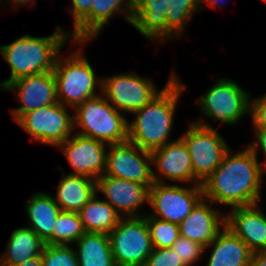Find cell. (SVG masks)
I'll return each mask as SVG.
<instances>
[{
	"label": "cell",
	"instance_id": "obj_12",
	"mask_svg": "<svg viewBox=\"0 0 266 266\" xmlns=\"http://www.w3.org/2000/svg\"><path fill=\"white\" fill-rule=\"evenodd\" d=\"M202 198V184L182 187L154 182L149 188L148 199L154 213H149V216L180 224Z\"/></svg>",
	"mask_w": 266,
	"mask_h": 266
},
{
	"label": "cell",
	"instance_id": "obj_9",
	"mask_svg": "<svg viewBox=\"0 0 266 266\" xmlns=\"http://www.w3.org/2000/svg\"><path fill=\"white\" fill-rule=\"evenodd\" d=\"M30 135V140L57 147L74 130V119L60 102L22 114L16 121Z\"/></svg>",
	"mask_w": 266,
	"mask_h": 266
},
{
	"label": "cell",
	"instance_id": "obj_20",
	"mask_svg": "<svg viewBox=\"0 0 266 266\" xmlns=\"http://www.w3.org/2000/svg\"><path fill=\"white\" fill-rule=\"evenodd\" d=\"M131 25L149 41L176 38L167 27L164 0H134Z\"/></svg>",
	"mask_w": 266,
	"mask_h": 266
},
{
	"label": "cell",
	"instance_id": "obj_37",
	"mask_svg": "<svg viewBox=\"0 0 266 266\" xmlns=\"http://www.w3.org/2000/svg\"><path fill=\"white\" fill-rule=\"evenodd\" d=\"M0 266H43L41 255L25 260L24 262L14 265H0Z\"/></svg>",
	"mask_w": 266,
	"mask_h": 266
},
{
	"label": "cell",
	"instance_id": "obj_27",
	"mask_svg": "<svg viewBox=\"0 0 266 266\" xmlns=\"http://www.w3.org/2000/svg\"><path fill=\"white\" fill-rule=\"evenodd\" d=\"M165 17L168 29L175 35L181 36L191 20L194 12L201 8V0H164Z\"/></svg>",
	"mask_w": 266,
	"mask_h": 266
},
{
	"label": "cell",
	"instance_id": "obj_21",
	"mask_svg": "<svg viewBox=\"0 0 266 266\" xmlns=\"http://www.w3.org/2000/svg\"><path fill=\"white\" fill-rule=\"evenodd\" d=\"M213 247L206 266H249L252 252L227 226L204 248Z\"/></svg>",
	"mask_w": 266,
	"mask_h": 266
},
{
	"label": "cell",
	"instance_id": "obj_24",
	"mask_svg": "<svg viewBox=\"0 0 266 266\" xmlns=\"http://www.w3.org/2000/svg\"><path fill=\"white\" fill-rule=\"evenodd\" d=\"M45 242L29 227L14 230L6 251L0 256V265H14L41 255Z\"/></svg>",
	"mask_w": 266,
	"mask_h": 266
},
{
	"label": "cell",
	"instance_id": "obj_2",
	"mask_svg": "<svg viewBox=\"0 0 266 266\" xmlns=\"http://www.w3.org/2000/svg\"><path fill=\"white\" fill-rule=\"evenodd\" d=\"M186 85L180 82L175 71L162 91L141 109L128 123V140L139 148L152 151L168 143L174 122L177 103Z\"/></svg>",
	"mask_w": 266,
	"mask_h": 266
},
{
	"label": "cell",
	"instance_id": "obj_10",
	"mask_svg": "<svg viewBox=\"0 0 266 266\" xmlns=\"http://www.w3.org/2000/svg\"><path fill=\"white\" fill-rule=\"evenodd\" d=\"M108 148L105 176L139 182L149 188L154 182L165 183L149 165H152L151 151L141 149L129 140L109 144Z\"/></svg>",
	"mask_w": 266,
	"mask_h": 266
},
{
	"label": "cell",
	"instance_id": "obj_30",
	"mask_svg": "<svg viewBox=\"0 0 266 266\" xmlns=\"http://www.w3.org/2000/svg\"><path fill=\"white\" fill-rule=\"evenodd\" d=\"M41 257L43 266H79L76 252L69 245L45 244Z\"/></svg>",
	"mask_w": 266,
	"mask_h": 266
},
{
	"label": "cell",
	"instance_id": "obj_22",
	"mask_svg": "<svg viewBox=\"0 0 266 266\" xmlns=\"http://www.w3.org/2000/svg\"><path fill=\"white\" fill-rule=\"evenodd\" d=\"M29 228L46 244L53 245V230L61 212L53 196L47 192H38L30 197L26 204Z\"/></svg>",
	"mask_w": 266,
	"mask_h": 266
},
{
	"label": "cell",
	"instance_id": "obj_31",
	"mask_svg": "<svg viewBox=\"0 0 266 266\" xmlns=\"http://www.w3.org/2000/svg\"><path fill=\"white\" fill-rule=\"evenodd\" d=\"M204 246L190 239L179 237L171 246L184 266H192L204 254Z\"/></svg>",
	"mask_w": 266,
	"mask_h": 266
},
{
	"label": "cell",
	"instance_id": "obj_13",
	"mask_svg": "<svg viewBox=\"0 0 266 266\" xmlns=\"http://www.w3.org/2000/svg\"><path fill=\"white\" fill-rule=\"evenodd\" d=\"M108 144L76 133L59 144L73 169L70 175L97 180L104 175Z\"/></svg>",
	"mask_w": 266,
	"mask_h": 266
},
{
	"label": "cell",
	"instance_id": "obj_32",
	"mask_svg": "<svg viewBox=\"0 0 266 266\" xmlns=\"http://www.w3.org/2000/svg\"><path fill=\"white\" fill-rule=\"evenodd\" d=\"M144 266H184L171 248H153Z\"/></svg>",
	"mask_w": 266,
	"mask_h": 266
},
{
	"label": "cell",
	"instance_id": "obj_19",
	"mask_svg": "<svg viewBox=\"0 0 266 266\" xmlns=\"http://www.w3.org/2000/svg\"><path fill=\"white\" fill-rule=\"evenodd\" d=\"M208 201V202H206ZM209 203V204H206ZM212 202L202 198L179 224L180 236L208 246L226 226V214L212 208Z\"/></svg>",
	"mask_w": 266,
	"mask_h": 266
},
{
	"label": "cell",
	"instance_id": "obj_16",
	"mask_svg": "<svg viewBox=\"0 0 266 266\" xmlns=\"http://www.w3.org/2000/svg\"><path fill=\"white\" fill-rule=\"evenodd\" d=\"M226 226L252 253L266 251V214L258 204L232 208L226 214Z\"/></svg>",
	"mask_w": 266,
	"mask_h": 266
},
{
	"label": "cell",
	"instance_id": "obj_18",
	"mask_svg": "<svg viewBox=\"0 0 266 266\" xmlns=\"http://www.w3.org/2000/svg\"><path fill=\"white\" fill-rule=\"evenodd\" d=\"M152 165L162 177L170 181L197 184L194 181L191 156L187 145L179 136L176 140L151 151Z\"/></svg>",
	"mask_w": 266,
	"mask_h": 266
},
{
	"label": "cell",
	"instance_id": "obj_40",
	"mask_svg": "<svg viewBox=\"0 0 266 266\" xmlns=\"http://www.w3.org/2000/svg\"><path fill=\"white\" fill-rule=\"evenodd\" d=\"M263 172H266V164L263 166Z\"/></svg>",
	"mask_w": 266,
	"mask_h": 266
},
{
	"label": "cell",
	"instance_id": "obj_8",
	"mask_svg": "<svg viewBox=\"0 0 266 266\" xmlns=\"http://www.w3.org/2000/svg\"><path fill=\"white\" fill-rule=\"evenodd\" d=\"M250 94L231 79L220 78L198 100L203 115L229 125H235L250 113Z\"/></svg>",
	"mask_w": 266,
	"mask_h": 266
},
{
	"label": "cell",
	"instance_id": "obj_34",
	"mask_svg": "<svg viewBox=\"0 0 266 266\" xmlns=\"http://www.w3.org/2000/svg\"><path fill=\"white\" fill-rule=\"evenodd\" d=\"M71 2L73 8H69V12L75 27L90 12L93 0H71Z\"/></svg>",
	"mask_w": 266,
	"mask_h": 266
},
{
	"label": "cell",
	"instance_id": "obj_17",
	"mask_svg": "<svg viewBox=\"0 0 266 266\" xmlns=\"http://www.w3.org/2000/svg\"><path fill=\"white\" fill-rule=\"evenodd\" d=\"M133 11L134 0H93L90 12L73 27L74 31L69 33L72 36V43L85 45L86 42L95 38L103 26L108 24V20L118 12L126 13L124 19L131 24Z\"/></svg>",
	"mask_w": 266,
	"mask_h": 266
},
{
	"label": "cell",
	"instance_id": "obj_15",
	"mask_svg": "<svg viewBox=\"0 0 266 266\" xmlns=\"http://www.w3.org/2000/svg\"><path fill=\"white\" fill-rule=\"evenodd\" d=\"M96 191H101L121 217H140L138 209L148 203L149 187L139 182L102 175L96 180ZM141 214V215H140ZM124 215V216H123Z\"/></svg>",
	"mask_w": 266,
	"mask_h": 266
},
{
	"label": "cell",
	"instance_id": "obj_39",
	"mask_svg": "<svg viewBox=\"0 0 266 266\" xmlns=\"http://www.w3.org/2000/svg\"><path fill=\"white\" fill-rule=\"evenodd\" d=\"M11 1V4L14 3V7H17V6H23L24 4H29L30 2H35L36 0H9Z\"/></svg>",
	"mask_w": 266,
	"mask_h": 266
},
{
	"label": "cell",
	"instance_id": "obj_7",
	"mask_svg": "<svg viewBox=\"0 0 266 266\" xmlns=\"http://www.w3.org/2000/svg\"><path fill=\"white\" fill-rule=\"evenodd\" d=\"M116 266H144L153 250L146 215L122 217L108 234Z\"/></svg>",
	"mask_w": 266,
	"mask_h": 266
},
{
	"label": "cell",
	"instance_id": "obj_33",
	"mask_svg": "<svg viewBox=\"0 0 266 266\" xmlns=\"http://www.w3.org/2000/svg\"><path fill=\"white\" fill-rule=\"evenodd\" d=\"M250 115L254 129H266V94L250 100Z\"/></svg>",
	"mask_w": 266,
	"mask_h": 266
},
{
	"label": "cell",
	"instance_id": "obj_38",
	"mask_svg": "<svg viewBox=\"0 0 266 266\" xmlns=\"http://www.w3.org/2000/svg\"><path fill=\"white\" fill-rule=\"evenodd\" d=\"M219 3L222 5L224 4V2H222L223 0H201V6H203L202 4L205 3L206 5L210 6V7H216L217 8V3Z\"/></svg>",
	"mask_w": 266,
	"mask_h": 266
},
{
	"label": "cell",
	"instance_id": "obj_3",
	"mask_svg": "<svg viewBox=\"0 0 266 266\" xmlns=\"http://www.w3.org/2000/svg\"><path fill=\"white\" fill-rule=\"evenodd\" d=\"M56 28L47 37L23 35L11 44L0 45V52L11 69L10 77L0 83L1 88L24 76L53 71L59 53L70 36L59 25Z\"/></svg>",
	"mask_w": 266,
	"mask_h": 266
},
{
	"label": "cell",
	"instance_id": "obj_4",
	"mask_svg": "<svg viewBox=\"0 0 266 266\" xmlns=\"http://www.w3.org/2000/svg\"><path fill=\"white\" fill-rule=\"evenodd\" d=\"M74 131L106 144L128 141V121L103 94L86 99L75 109ZM81 127L80 131L76 130Z\"/></svg>",
	"mask_w": 266,
	"mask_h": 266
},
{
	"label": "cell",
	"instance_id": "obj_11",
	"mask_svg": "<svg viewBox=\"0 0 266 266\" xmlns=\"http://www.w3.org/2000/svg\"><path fill=\"white\" fill-rule=\"evenodd\" d=\"M111 106L123 113H133L154 99L161 91L148 77L134 72L102 77L100 90Z\"/></svg>",
	"mask_w": 266,
	"mask_h": 266
},
{
	"label": "cell",
	"instance_id": "obj_25",
	"mask_svg": "<svg viewBox=\"0 0 266 266\" xmlns=\"http://www.w3.org/2000/svg\"><path fill=\"white\" fill-rule=\"evenodd\" d=\"M75 243L79 266H116L108 234L85 232Z\"/></svg>",
	"mask_w": 266,
	"mask_h": 266
},
{
	"label": "cell",
	"instance_id": "obj_36",
	"mask_svg": "<svg viewBox=\"0 0 266 266\" xmlns=\"http://www.w3.org/2000/svg\"><path fill=\"white\" fill-rule=\"evenodd\" d=\"M249 266H266V251L252 253Z\"/></svg>",
	"mask_w": 266,
	"mask_h": 266
},
{
	"label": "cell",
	"instance_id": "obj_35",
	"mask_svg": "<svg viewBox=\"0 0 266 266\" xmlns=\"http://www.w3.org/2000/svg\"><path fill=\"white\" fill-rule=\"evenodd\" d=\"M255 134H256L257 140H254L253 142H251V144H249L248 147L257 156L258 154L257 150L260 146L262 149V153L266 155V129H255ZM260 164L264 166L266 164V161L263 163L261 162Z\"/></svg>",
	"mask_w": 266,
	"mask_h": 266
},
{
	"label": "cell",
	"instance_id": "obj_5",
	"mask_svg": "<svg viewBox=\"0 0 266 266\" xmlns=\"http://www.w3.org/2000/svg\"><path fill=\"white\" fill-rule=\"evenodd\" d=\"M83 55L82 50L67 58L59 54L53 69L57 100L73 110L86 99L99 95L97 86L102 88V78H96L91 64Z\"/></svg>",
	"mask_w": 266,
	"mask_h": 266
},
{
	"label": "cell",
	"instance_id": "obj_1",
	"mask_svg": "<svg viewBox=\"0 0 266 266\" xmlns=\"http://www.w3.org/2000/svg\"><path fill=\"white\" fill-rule=\"evenodd\" d=\"M257 157L249 147L236 154L229 149L202 183L203 198L232 208L258 204L264 172Z\"/></svg>",
	"mask_w": 266,
	"mask_h": 266
},
{
	"label": "cell",
	"instance_id": "obj_14",
	"mask_svg": "<svg viewBox=\"0 0 266 266\" xmlns=\"http://www.w3.org/2000/svg\"><path fill=\"white\" fill-rule=\"evenodd\" d=\"M3 90L18 93L17 100L21 105L11 110L15 121L22 114L58 102L53 71L18 78Z\"/></svg>",
	"mask_w": 266,
	"mask_h": 266
},
{
	"label": "cell",
	"instance_id": "obj_28",
	"mask_svg": "<svg viewBox=\"0 0 266 266\" xmlns=\"http://www.w3.org/2000/svg\"><path fill=\"white\" fill-rule=\"evenodd\" d=\"M85 232L78 212L61 211L54 225L53 245L73 244Z\"/></svg>",
	"mask_w": 266,
	"mask_h": 266
},
{
	"label": "cell",
	"instance_id": "obj_26",
	"mask_svg": "<svg viewBox=\"0 0 266 266\" xmlns=\"http://www.w3.org/2000/svg\"><path fill=\"white\" fill-rule=\"evenodd\" d=\"M96 193L78 212L86 232L109 234L122 218L105 200Z\"/></svg>",
	"mask_w": 266,
	"mask_h": 266
},
{
	"label": "cell",
	"instance_id": "obj_23",
	"mask_svg": "<svg viewBox=\"0 0 266 266\" xmlns=\"http://www.w3.org/2000/svg\"><path fill=\"white\" fill-rule=\"evenodd\" d=\"M55 202L61 211L79 212L80 209L97 193L96 180L84 176L62 173Z\"/></svg>",
	"mask_w": 266,
	"mask_h": 266
},
{
	"label": "cell",
	"instance_id": "obj_6",
	"mask_svg": "<svg viewBox=\"0 0 266 266\" xmlns=\"http://www.w3.org/2000/svg\"><path fill=\"white\" fill-rule=\"evenodd\" d=\"M181 138L191 156L194 181L202 184L219 166L230 148L215 128L200 119L191 122Z\"/></svg>",
	"mask_w": 266,
	"mask_h": 266
},
{
	"label": "cell",
	"instance_id": "obj_29",
	"mask_svg": "<svg viewBox=\"0 0 266 266\" xmlns=\"http://www.w3.org/2000/svg\"><path fill=\"white\" fill-rule=\"evenodd\" d=\"M153 248H171L180 237L179 224L146 215Z\"/></svg>",
	"mask_w": 266,
	"mask_h": 266
}]
</instances>
